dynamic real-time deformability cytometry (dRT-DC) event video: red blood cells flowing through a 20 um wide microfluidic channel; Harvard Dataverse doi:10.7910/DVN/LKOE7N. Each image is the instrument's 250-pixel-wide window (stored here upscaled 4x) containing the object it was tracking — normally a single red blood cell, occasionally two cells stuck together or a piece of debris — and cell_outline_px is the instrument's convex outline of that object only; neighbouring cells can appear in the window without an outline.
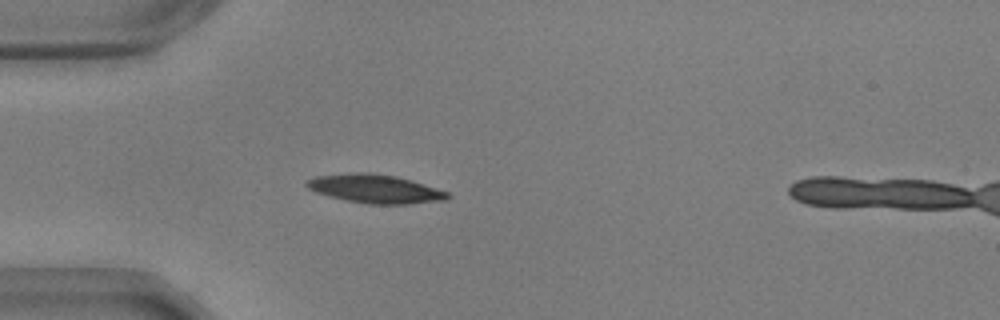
{"species": "common noctule bat (a hibernating species)", "species_latin": "Nyctalus noctula", "temperature_condition": "warm", "stored_images_in_passage": 39, "camera_frame_rate_fps": 3000, "um_per_image_px": 0.085, "animal": {"sex": "male", "body_mass_g": 17.9, "forearm_length_mm": 54.2}, "frame": {"image": 1, "passage_image": 1, "time_ms": 0.0, "image_size_px": [1000, 320], "cell_outline_px": [[452, 196], [444, 200], [408, 204], [368, 204], [328, 196], [316, 192], [308, 188], [304, 184], [304, 180], [316, 176], [356, 172], [372, 172], [396, 176], [412, 180], [448, 192]], "centroid_in_image_um": [31.87, 16.04], "position_along_channel_um": 53.1, "area_um2": 23.58}}
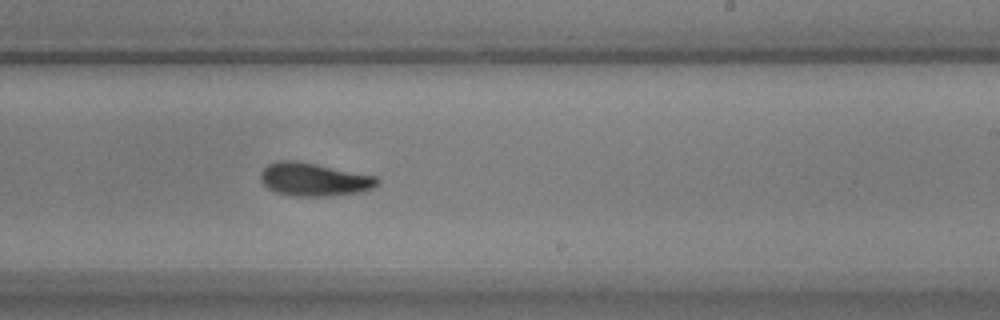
{"frame": {"image": 2, "passage_image": 19, "time_ms": 6.0, "image_size_px": [1000, 320], "cell_outline_px": [[380, 184], [372, 188], [360, 192], [328, 196], [292, 196], [276, 192], [268, 188], [260, 180], [260, 172], [268, 164], [276, 160], [300, 160], [376, 176], [380, 180]], "centroid_in_image_um": [26.69, 15.24], "position_along_channel_um": 262.3, "area_um2": 22.89}}
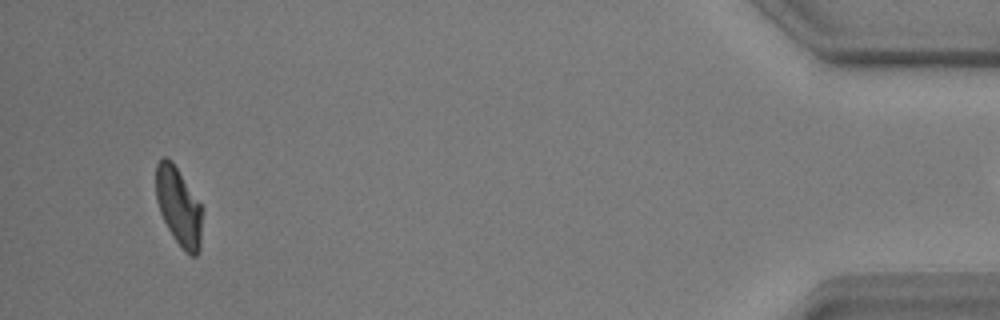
{"frame": {"image": 3, "passage_image": 38, "time_ms": 12.333, "image_size_px": [1000, 320], "cell_outline_px": [[200, 248], [196, 256], [192, 256], [184, 252], [168, 228], [160, 212], [156, 200], [156, 164], [164, 156], [172, 160], [200, 204]], "centroid_in_image_um": [15.15, 17.54], "position_along_channel_um": 420.0, "area_um2": 20.58}}